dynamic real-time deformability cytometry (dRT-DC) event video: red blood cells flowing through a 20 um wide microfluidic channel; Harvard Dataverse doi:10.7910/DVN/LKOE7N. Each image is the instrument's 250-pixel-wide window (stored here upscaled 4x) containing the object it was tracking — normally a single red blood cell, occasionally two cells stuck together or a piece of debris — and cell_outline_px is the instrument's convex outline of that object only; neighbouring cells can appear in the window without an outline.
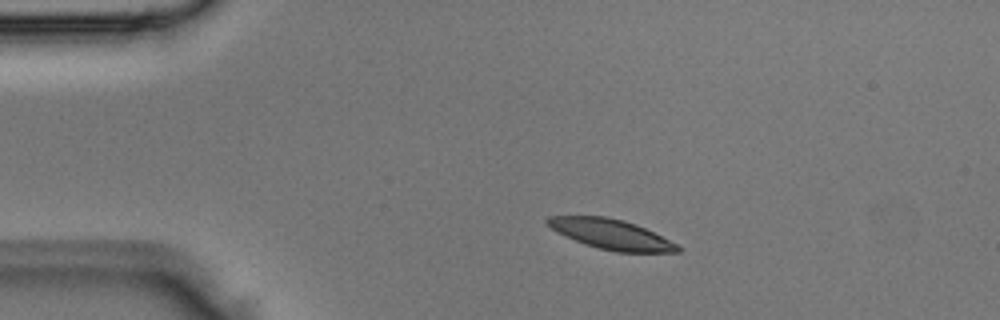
{"species": "Egyptian fruit bat (a non-hibernating species)", "species_latin": "Rousettus aegyptiacus", "temperature_condition": "room temperature", "stored_images_in_passage": 3, "camera_frame_rate_fps": 3000, "um_per_image_px": 0.085, "animal": {"sex": "male"}, "frame": {"image": 1, "passage_image": 2, "time_ms": 0.333, "image_size_px": [1000, 320], "cell_outline_px": [[680, 252], [616, 252], [584, 244], [556, 232], [544, 220], [548, 216], [604, 216], [624, 220], [636, 224], [676, 244], [680, 248]], "centroid_in_image_um": [51.9, 19.9], "position_along_channel_um": 33.1, "area_um2": 22.43}}